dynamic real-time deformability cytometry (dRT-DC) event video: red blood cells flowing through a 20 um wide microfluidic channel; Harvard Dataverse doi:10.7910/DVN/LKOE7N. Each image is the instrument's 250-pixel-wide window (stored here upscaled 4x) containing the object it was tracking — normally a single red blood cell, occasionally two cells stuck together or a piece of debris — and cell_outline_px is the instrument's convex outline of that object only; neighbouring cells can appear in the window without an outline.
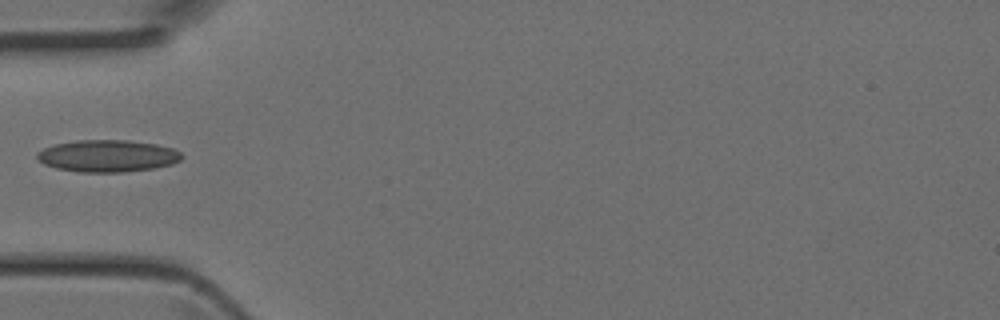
{"species": "Egyptian fruit bat (a non-hibernating species)", "species_latin": "Rousettus aegyptiacus", "temperature_condition": "room temperature", "stored_images_in_passage": 30, "camera_frame_rate_fps": 3000, "um_per_image_px": 0.085, "animal": {"sex": "female"}, "frame": {"image": 1, "passage_image": 1, "time_ms": 0.0, "image_size_px": [1000, 320], "cell_outline_px": [[184, 156], [180, 160], [172, 164], [156, 168], [124, 172], [80, 172], [56, 168], [44, 164], [36, 156], [36, 152], [44, 148], [56, 144], [76, 140], [128, 140], [156, 144], [172, 148], [180, 152]], "centroid_in_image_um": [9.16, 13.25], "position_along_channel_um": 75.8, "area_um2": 27.05}}
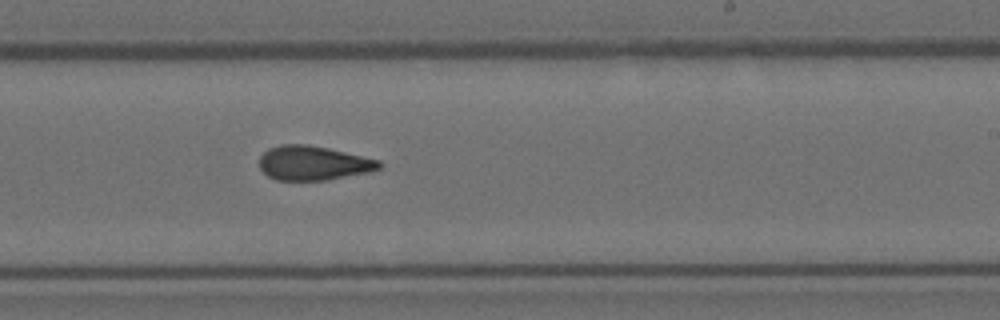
{"frame": {"image": 2, "passage_image": 13, "time_ms": 4.0, "image_size_px": [1000, 320], "cell_outline_px": [[384, 164], [380, 168], [372, 172], [324, 180], [276, 180], [268, 176], [260, 168], [260, 156], [268, 148], [280, 144], [308, 144], [328, 148], [380, 160]], "centroid_in_image_um": [26.65, 13.85], "position_along_channel_um": 262.4, "area_um2": 24.1}}
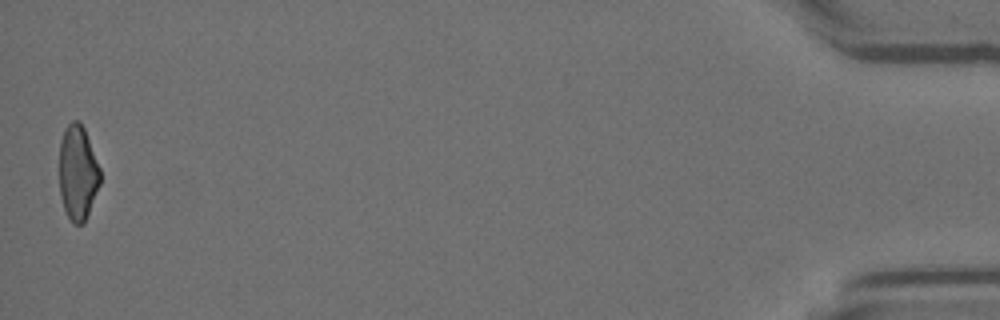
{"frame": {"image": 3, "passage_image": 30, "time_ms": 9.667, "image_size_px": [1000, 320], "cell_outline_px": [[100, 184], [84, 224], [72, 224], [64, 208], [60, 196], [60, 140], [64, 128], [72, 120], [80, 120], [84, 128], [100, 168]], "centroid_in_image_um": [6.61, 14.67], "position_along_channel_um": 428.6, "area_um2": 22.66}}